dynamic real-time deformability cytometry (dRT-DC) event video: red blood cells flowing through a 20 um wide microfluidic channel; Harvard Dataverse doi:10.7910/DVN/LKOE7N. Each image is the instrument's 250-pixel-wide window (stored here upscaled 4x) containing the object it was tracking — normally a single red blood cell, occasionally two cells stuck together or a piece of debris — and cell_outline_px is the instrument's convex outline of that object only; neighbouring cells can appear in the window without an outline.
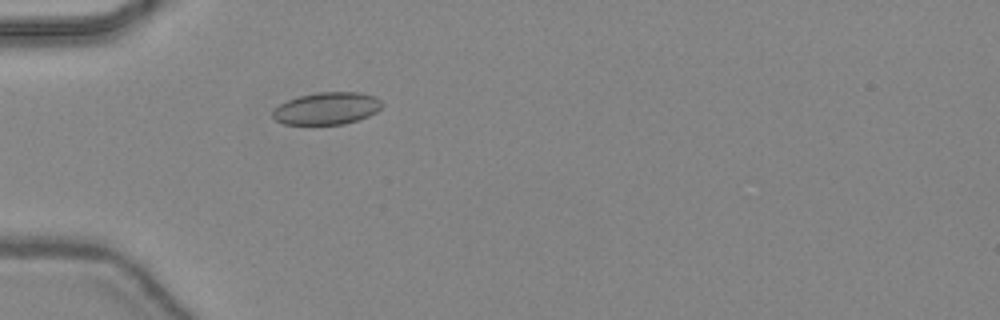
{"species": "common noctule bat (a hibernating species)", "species_latin": "Nyctalus noctula", "temperature_condition": "warm", "stored_images_in_passage": 48, "camera_frame_rate_fps": 3000, "um_per_image_px": 0.085, "animal": {"sex": "female", "body_mass_g": 24.6, "forearm_length_mm": 56.2}, "frame": {"image": 1, "passage_image": 16, "time_ms": 5.0, "image_size_px": [1000, 320], "cell_outline_px": [[384, 104], [376, 112], [368, 116], [344, 124], [284, 124], [276, 120], [272, 116], [272, 112], [280, 104], [288, 100], [300, 96], [316, 92], [360, 92], [376, 96]], "centroid_in_image_um": [27.81, 9.2], "position_along_channel_um": 57.2, "area_um2": 20.46}}
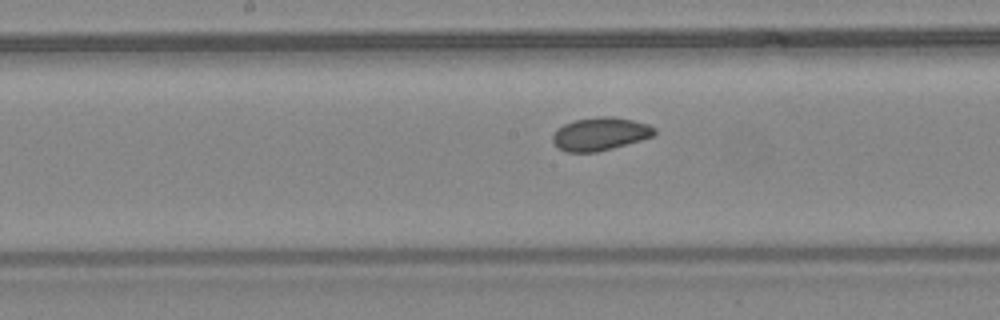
{"frame": {"image": 2, "passage_image": 26, "time_ms": 8.333, "image_size_px": [1000, 320], "cell_outline_px": [[656, 132], [652, 136], [640, 140], [612, 148], [596, 152], [564, 152], [552, 140], [552, 136], [556, 128], [572, 120], [600, 116], [612, 116], [632, 120], [648, 124], [656, 128]], "centroid_in_image_um": [50.99, 11.37], "position_along_channel_um": 197.2, "area_um2": 19.59}}
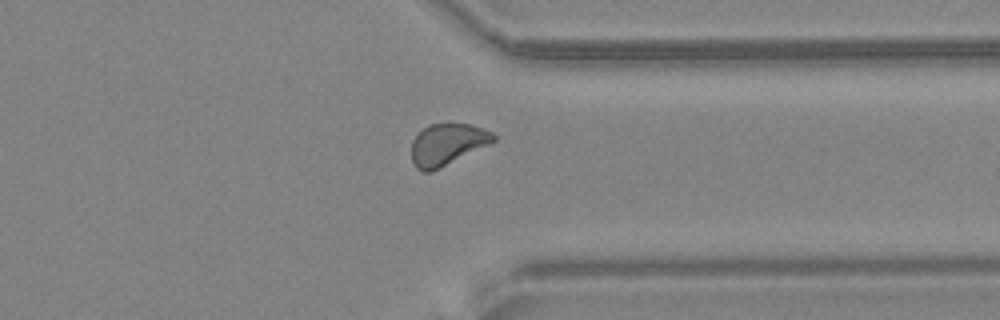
{"frame": {"image": 3, "passage_image": 38, "time_ms": 12.333, "image_size_px": [1000, 320], "cell_outline_px": [[496, 140], [492, 144], [432, 172], [424, 172], [416, 168], [412, 160], [412, 140], [428, 124], [472, 124], [492, 132], [496, 136]], "centroid_in_image_um": [38.05, 12.29], "position_along_channel_um": 373.3, "area_um2": 20.06}, "authors_computed_cell_mechanics": {"area_um2": 20.0566, "velocity_mm_per_s": 4.4406, "shape_relaxation_time_tau1_ms": 3.5527, "shape_relaxation_time_tau2_ms": 2.9964, "deformation_change_tau1": 0.0627, "deformation_change_tau2": 0.0796}}